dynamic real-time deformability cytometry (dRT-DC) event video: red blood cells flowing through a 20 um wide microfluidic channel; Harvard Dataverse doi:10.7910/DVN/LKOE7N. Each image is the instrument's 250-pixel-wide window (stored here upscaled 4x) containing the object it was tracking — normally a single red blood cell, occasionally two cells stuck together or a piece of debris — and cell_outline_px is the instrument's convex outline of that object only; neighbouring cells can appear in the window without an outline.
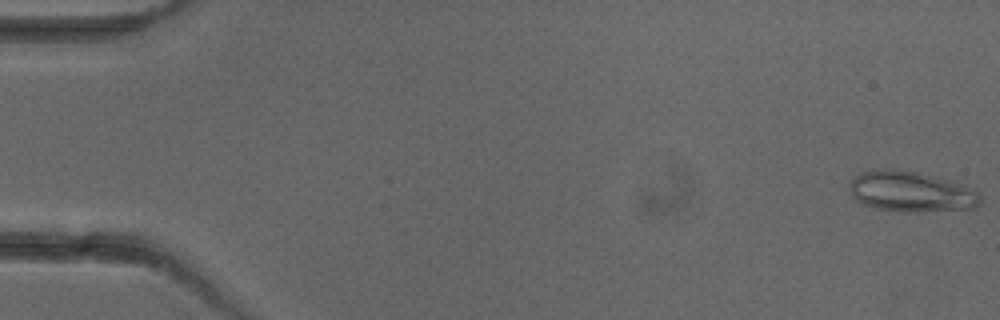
{"species": "common noctule bat (a hibernating species)", "species_latin": "Nyctalus noctula", "temperature_condition": "cold", "stored_images_in_passage": 6, "camera_frame_rate_fps": 3000, "um_per_image_px": 0.085, "animal": {"sex": "female"}, "frame": {"image": 1, "passage_image": 1, "time_ms": 0.0, "image_size_px": [1000, 320], "cell_outline_px": [[980, 204], [976, 208], [916, 212], [904, 212], [876, 208], [864, 204], [856, 200], [852, 196], [848, 184], [860, 172], [884, 168], [916, 172], [964, 184], [980, 192]], "centroid_in_image_um": [77.46, 16.3], "position_along_channel_um": 7.5, "area_um2": 30.92}}
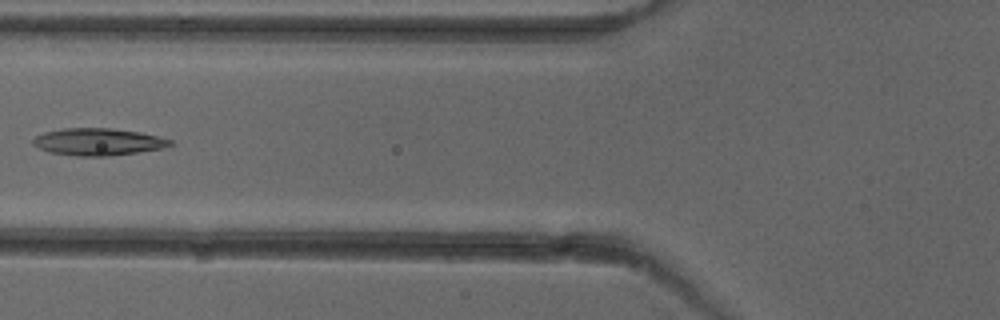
{"frame": {"image": 2, "passage_image": 6, "time_ms": 6.667, "image_size_px": [1000, 320], "cell_outline_px": [[172, 144], [164, 148], [108, 156], [76, 156], [48, 152], [32, 144], [32, 140], [36, 136], [44, 132], [64, 128], [112, 128], [140, 132], [172, 140]], "centroid_in_image_um": [8.31, 12.05], "position_along_channel_um": 117.5, "area_um2": 21.62}}